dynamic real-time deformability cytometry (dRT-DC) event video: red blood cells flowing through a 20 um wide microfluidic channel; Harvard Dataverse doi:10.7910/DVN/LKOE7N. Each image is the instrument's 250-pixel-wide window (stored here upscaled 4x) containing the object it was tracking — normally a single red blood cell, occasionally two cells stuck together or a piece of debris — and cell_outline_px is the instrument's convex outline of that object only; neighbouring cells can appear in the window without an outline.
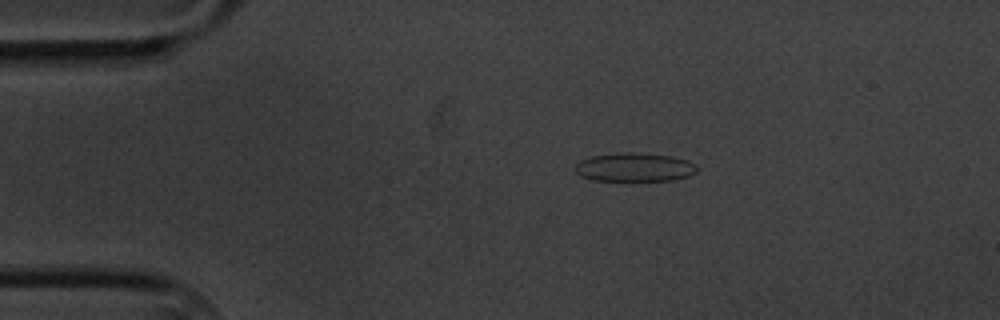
{"species": "common noctule bat (a hibernating species)", "species_latin": "Nyctalus noctula", "temperature_condition": "cold", "stored_images_in_passage": 8, "camera_frame_rate_fps": 3000, "um_per_image_px": 0.085, "animal": {"sex": "male", "body_mass_g": 20.1, "forearm_length_mm": 53.5}, "frame": {"image": 1, "passage_image": 1, "time_ms": 0.0, "image_size_px": [1000, 320], "cell_outline_px": [[696, 172], [688, 176], [676, 180], [592, 180], [580, 176], [572, 168], [580, 160], [592, 156], [624, 152], [672, 156], [688, 160], [696, 164]], "centroid_in_image_um": [53.91, 14.22], "position_along_channel_um": 31.1, "area_um2": 20.29}}
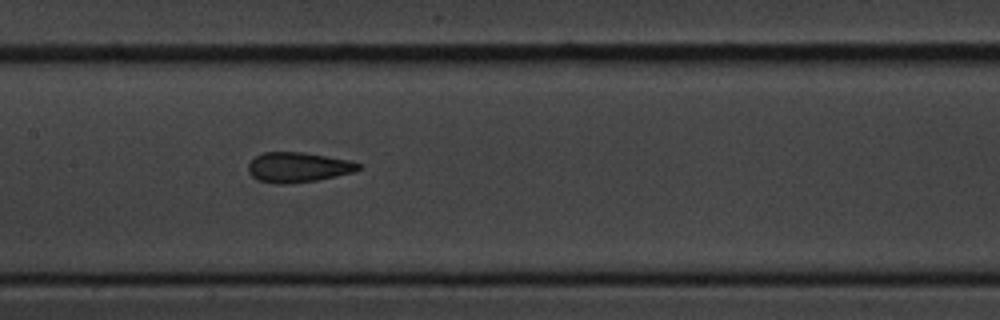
{"frame": {"image": 2, "passage_image": 6, "time_ms": 5.667, "image_size_px": [1000, 320], "cell_outline_px": [[360, 168], [352, 172], [336, 176], [316, 180], [284, 184], [276, 184], [256, 180], [248, 172], [248, 164], [256, 156], [264, 152], [304, 152], [352, 160], [360, 164]], "centroid_in_image_um": [25.32, 14.21], "position_along_channel_um": 182.1, "area_um2": 19.31}}
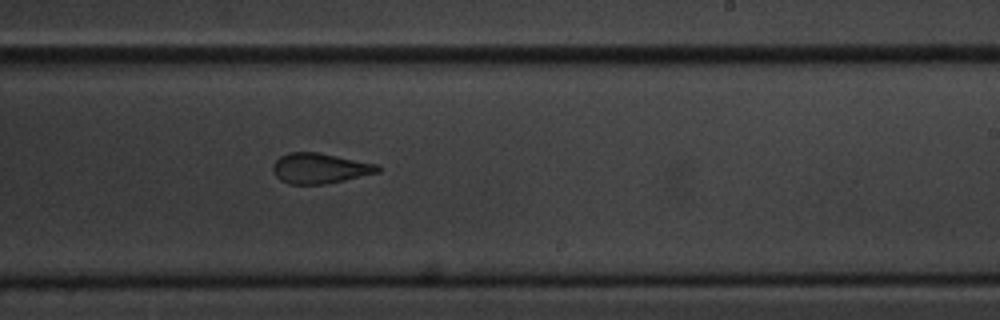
{"frame": {"image": 3, "passage_image": 8, "time_ms": 8.0, "image_size_px": [1000, 320], "cell_outline_px": [[380, 172], [344, 180], [324, 184], [288, 184], [280, 180], [272, 172], [272, 164], [280, 156], [288, 152], [316, 152], [380, 164]], "centroid_in_image_um": [27.17, 14.3], "position_along_channel_um": 261.8, "area_um2": 18.67}}